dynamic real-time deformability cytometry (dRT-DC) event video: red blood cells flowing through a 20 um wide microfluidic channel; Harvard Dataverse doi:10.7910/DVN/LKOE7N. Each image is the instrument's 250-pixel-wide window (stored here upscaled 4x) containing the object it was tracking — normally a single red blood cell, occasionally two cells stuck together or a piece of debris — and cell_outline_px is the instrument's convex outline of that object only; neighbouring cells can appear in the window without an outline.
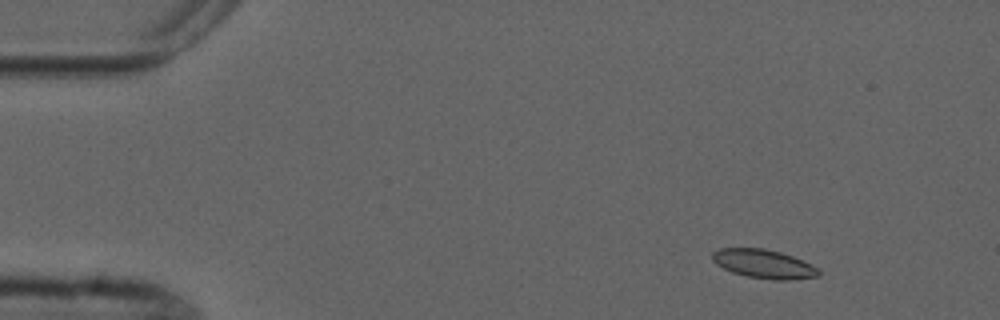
{"species": "common noctule bat (a hibernating species)", "species_latin": "Nyctalus noctula", "temperature_condition": "cold", "stored_images_in_passage": 5, "camera_frame_rate_fps": 3000, "um_per_image_px": 0.085, "animal": {"sex": "male", "forearm_length_mm": 52.5}, "frame": {"image": 1, "passage_image": 2, "time_ms": 1.333, "image_size_px": [1000, 320], "cell_outline_px": [[820, 276], [792, 280], [772, 280], [744, 276], [732, 272], [716, 264], [712, 260], [712, 252], [720, 248], [764, 248], [780, 252], [792, 256], [812, 264], [820, 268]], "centroid_in_image_um": [64.95, 22.44], "position_along_channel_um": 20.1, "area_um2": 18.09}}
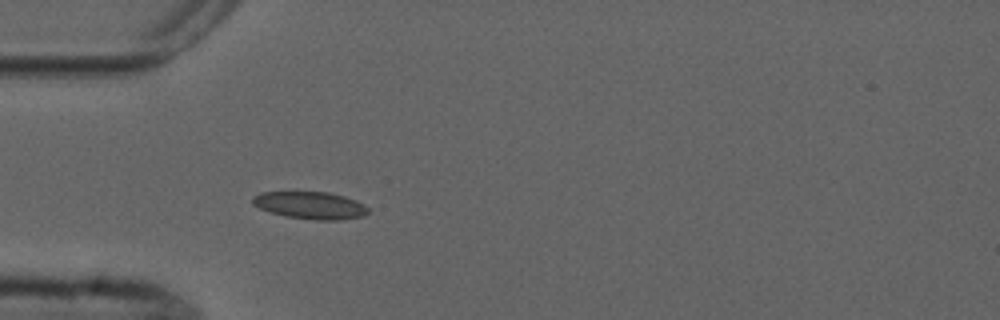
{"frame": {"image": 2, "passage_image": 5, "time_ms": 4.667, "image_size_px": [1000, 320], "cell_outline_px": [[368, 212], [364, 216], [336, 220], [316, 220], [284, 216], [260, 208], [252, 204], [252, 196], [260, 192], [328, 192], [344, 196], [356, 200], [364, 204], [368, 208]], "centroid_in_image_um": [26.38, 17.45], "position_along_channel_um": 58.6, "area_um2": 18.38}}